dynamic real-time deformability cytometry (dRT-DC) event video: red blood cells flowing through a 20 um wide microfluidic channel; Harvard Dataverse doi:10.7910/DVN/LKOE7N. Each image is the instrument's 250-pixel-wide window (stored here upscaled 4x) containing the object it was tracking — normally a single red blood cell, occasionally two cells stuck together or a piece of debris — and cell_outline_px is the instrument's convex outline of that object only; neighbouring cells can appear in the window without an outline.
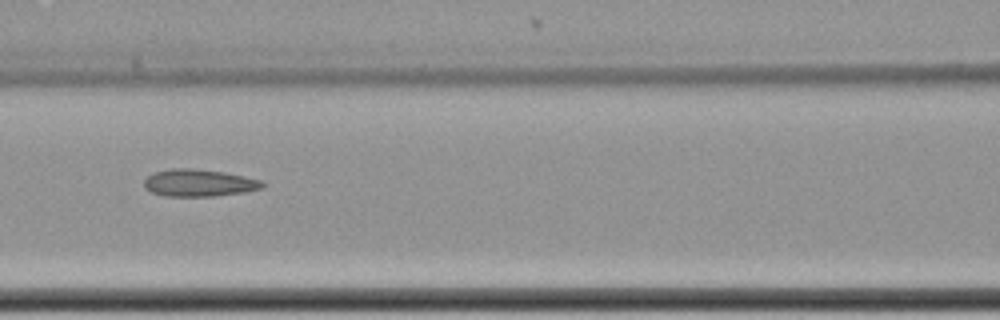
{"species": "common noctule bat (a hibernating species)", "species_latin": "Nyctalus noctula", "temperature_condition": "cold", "stored_images_in_passage": 15, "camera_frame_rate_fps": 3000, "um_per_image_px": 0.085, "animal": {"sex": "female", "body_mass_g": 22.7, "forearm_length_mm": 54.2}, "frame": {"image": 1, "passage_image": 7, "time_ms": 2.0, "image_size_px": [1000, 320], "cell_outline_px": [[264, 188], [244, 192], [212, 196], [164, 196], [152, 192], [144, 188], [144, 180], [152, 172], [172, 168], [192, 168], [224, 172], [244, 176], [260, 180], [264, 184]], "centroid_in_image_um": [16.88, 15.54], "position_along_channel_um": 149.7, "area_um2": 18.79}}
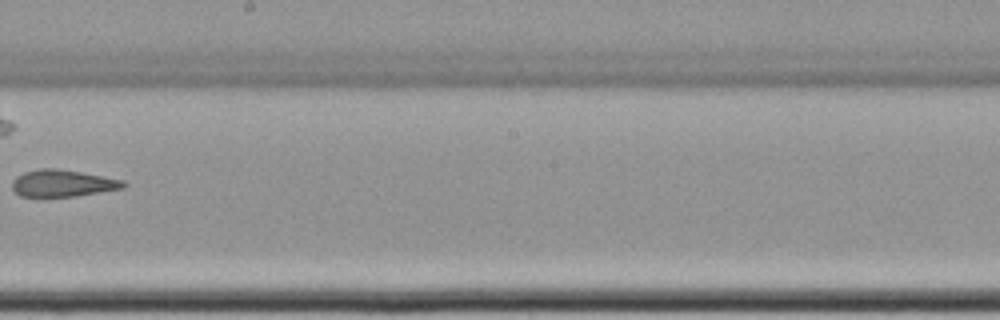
{"frame": {"image": 2, "passage_image": 9, "time_ms": 2.667, "image_size_px": [1000, 320], "cell_outline_px": [[128, 184], [124, 188], [76, 196], [20, 196], [12, 188], [12, 180], [16, 176], [24, 172], [40, 168], [56, 168], [104, 176], [124, 180]], "centroid_in_image_um": [5.34, 15.57], "position_along_channel_um": 242.9, "area_um2": 17.46}}